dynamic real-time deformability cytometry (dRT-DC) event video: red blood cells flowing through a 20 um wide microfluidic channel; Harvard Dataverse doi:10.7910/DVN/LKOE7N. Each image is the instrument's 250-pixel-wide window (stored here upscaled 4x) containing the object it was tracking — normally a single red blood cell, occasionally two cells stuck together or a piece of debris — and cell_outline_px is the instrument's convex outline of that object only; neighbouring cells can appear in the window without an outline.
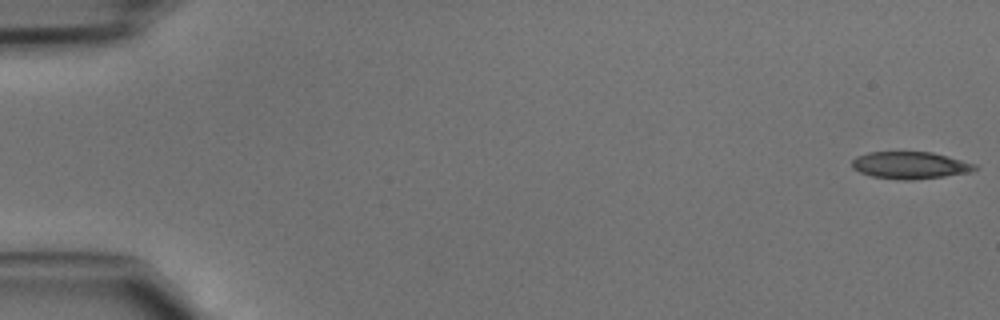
{"species": "common noctule bat (a hibernating species)", "species_latin": "Nyctalus noctula", "temperature_condition": "cold", "stored_images_in_passage": 46, "camera_frame_rate_fps": 3000, "um_per_image_px": 0.085, "animal": {"sex": "male", "body_mass_g": 15.6}, "frame": {"image": 1, "passage_image": 1, "time_ms": 0.0, "image_size_px": [1000, 320], "cell_outline_px": [[976, 168], [968, 172], [944, 176], [912, 180], [904, 180], [872, 176], [860, 172], [852, 168], [852, 160], [856, 156], [868, 152], [932, 152], [976, 164]], "centroid_in_image_um": [77.31, 14.04], "position_along_channel_um": 7.7, "area_um2": 19.19}}
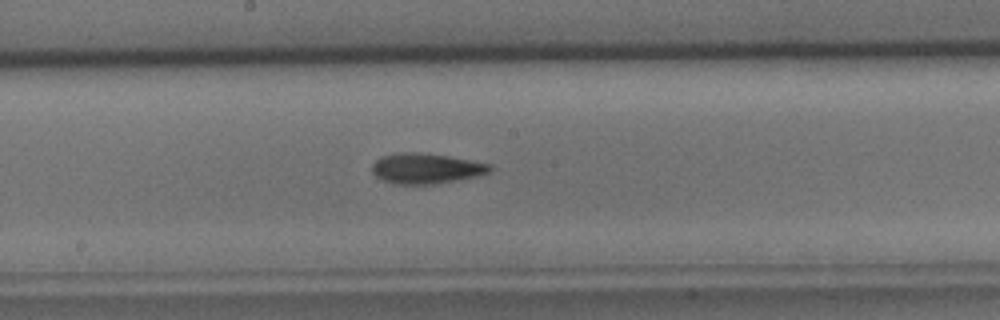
{"frame": {"image": 2, "passage_image": 25, "time_ms": 8.0, "image_size_px": [1000, 320], "cell_outline_px": [[492, 172], [476, 176], [436, 184], [392, 184], [376, 176], [372, 172], [372, 164], [380, 156], [396, 152], [416, 152], [448, 156], [492, 164]], "centroid_in_image_um": [36.2, 14.31], "position_along_channel_um": 212.0, "area_um2": 20.98}}
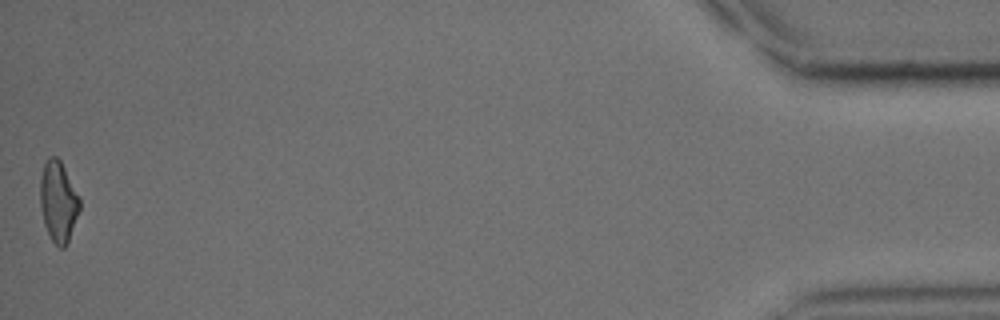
{"frame": {"image": 3, "passage_image": 46, "time_ms": 15.0, "image_size_px": [1000, 320], "cell_outline_px": [[80, 208], [68, 240], [64, 248], [60, 248], [52, 240], [44, 224], [40, 204], [40, 180], [44, 164], [48, 156], [56, 156], [60, 160], [80, 196]], "centroid_in_image_um": [4.95, 17.09], "position_along_channel_um": 430.2, "area_um2": 18.44}}